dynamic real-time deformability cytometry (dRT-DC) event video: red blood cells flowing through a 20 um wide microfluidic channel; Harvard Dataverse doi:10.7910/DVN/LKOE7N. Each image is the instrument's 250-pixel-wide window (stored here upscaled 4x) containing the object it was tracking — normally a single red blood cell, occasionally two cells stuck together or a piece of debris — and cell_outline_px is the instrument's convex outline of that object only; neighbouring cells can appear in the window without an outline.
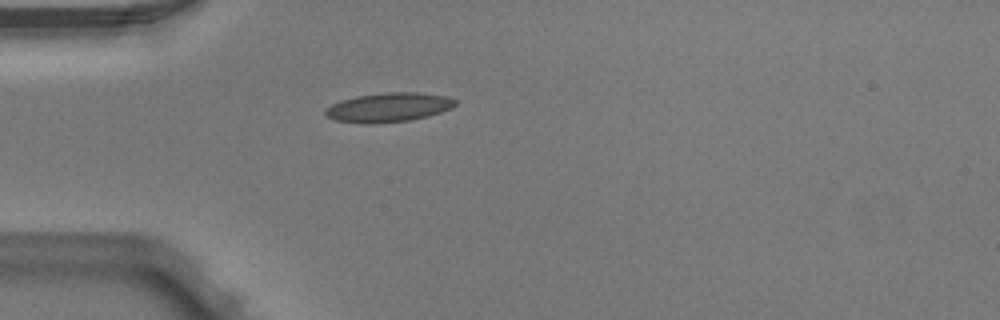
{"species": "Egyptian fruit bat (a non-hibernating species)", "species_latin": "Rousettus aegyptiacus", "temperature_condition": "warm", "stored_images_in_passage": 1, "camera_frame_rate_fps": 3000, "um_per_image_px": 0.085, "animal": {"sex": "male"}, "frame": {"image": 1, "passage_image": 1, "time_ms": 0.0, "image_size_px": [1000, 320], "cell_outline_px": [[456, 104], [452, 108], [428, 116], [408, 120], [364, 124], [336, 120], [328, 116], [324, 112], [324, 108], [340, 100], [356, 96], [388, 92], [416, 92], [444, 96], [456, 100]], "centroid_in_image_um": [33.0, 9.12], "position_along_channel_um": 52.0, "area_um2": 21.91}}